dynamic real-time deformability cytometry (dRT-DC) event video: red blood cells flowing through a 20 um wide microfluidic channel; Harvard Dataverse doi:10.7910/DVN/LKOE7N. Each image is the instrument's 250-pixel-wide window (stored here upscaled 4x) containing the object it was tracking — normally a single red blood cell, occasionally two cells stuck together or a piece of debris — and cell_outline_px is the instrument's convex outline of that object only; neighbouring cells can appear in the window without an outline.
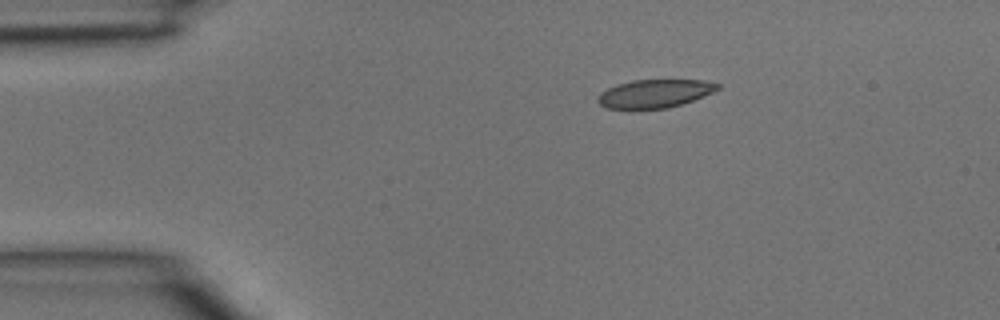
{"species": "common noctule bat (a hibernating species)", "species_latin": "Nyctalus noctula", "temperature_condition": "room temperature", "stored_images_in_passage": 2, "camera_frame_rate_fps": 3000, "um_per_image_px": 0.085, "animal": {"sex": "male", "body_mass_g": 15.6}, "frame": {"image": 1, "passage_image": 1, "time_ms": 0.0, "image_size_px": [1000, 320], "cell_outline_px": [[720, 88], [712, 92], [692, 100], [668, 108], [604, 108], [596, 100], [600, 92], [616, 84], [632, 80], [704, 80], [720, 84]], "centroid_in_image_um": [55.62, 7.94], "position_along_channel_um": 29.4, "area_um2": 19.54}}